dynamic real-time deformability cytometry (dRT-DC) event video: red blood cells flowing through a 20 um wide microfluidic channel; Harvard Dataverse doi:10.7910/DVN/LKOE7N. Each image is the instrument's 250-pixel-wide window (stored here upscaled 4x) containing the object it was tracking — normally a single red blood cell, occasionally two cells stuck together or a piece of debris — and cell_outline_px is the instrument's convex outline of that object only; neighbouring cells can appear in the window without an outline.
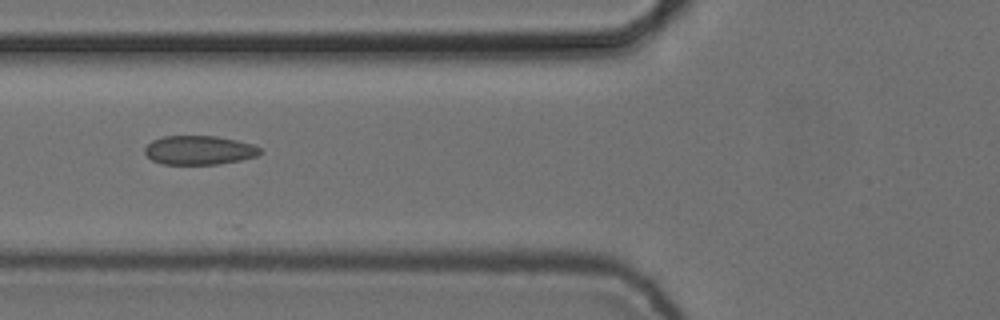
{"species": "common noctule bat (a hibernating species)", "species_latin": "Nyctalus noctula", "temperature_condition": "cold", "stored_images_in_passage": 4, "camera_frame_rate_fps": 3000, "um_per_image_px": 0.085, "animal": {"sex": "female", "body_mass_g": 24.6, "forearm_length_mm": 56.2}, "frame": {"image": 1, "passage_image": 2, "time_ms": 0.333, "image_size_px": [1000, 320], "cell_outline_px": [[264, 152], [256, 156], [240, 160], [216, 164], [164, 164], [152, 160], [144, 152], [144, 148], [152, 140], [164, 136], [216, 136], [236, 140], [252, 144], [260, 148]], "centroid_in_image_um": [16.93, 12.76], "position_along_channel_um": 108.9, "area_um2": 19.42}}
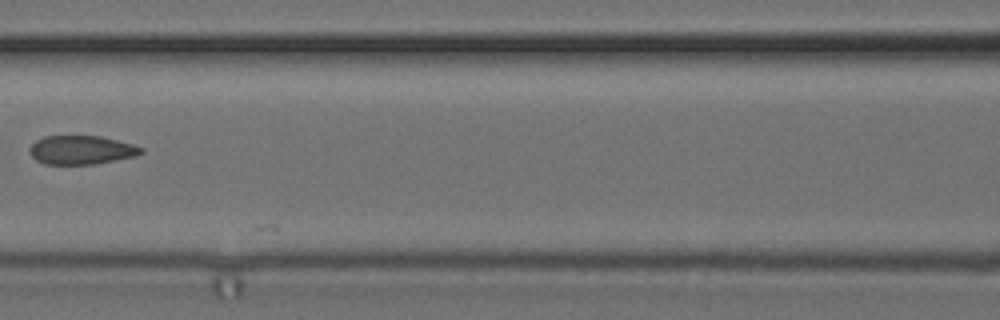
{"frame": {"image": 2, "passage_image": 3, "time_ms": 0.667, "image_size_px": [1000, 320], "cell_outline_px": [[144, 152], [136, 156], [96, 164], [44, 164], [36, 160], [28, 152], [28, 148], [36, 140], [44, 136], [100, 136], [132, 144], [144, 148]], "centroid_in_image_um": [6.9, 12.75], "position_along_channel_um": 159.7, "area_um2": 18.79}}
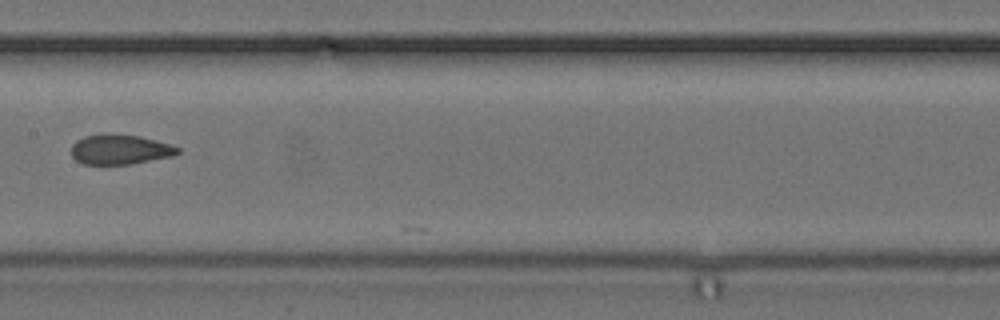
{"frame": {"image": 3, "passage_image": 4, "time_ms": 1.0, "image_size_px": [1000, 320], "cell_outline_px": [[180, 152], [172, 156], [132, 164], [84, 164], [76, 160], [72, 156], [72, 144], [76, 140], [84, 136], [100, 132], [112, 132], [140, 136], [156, 140], [180, 148]], "centroid_in_image_um": [10.17, 12.67], "position_along_channel_um": 197.2, "area_um2": 18.9}}